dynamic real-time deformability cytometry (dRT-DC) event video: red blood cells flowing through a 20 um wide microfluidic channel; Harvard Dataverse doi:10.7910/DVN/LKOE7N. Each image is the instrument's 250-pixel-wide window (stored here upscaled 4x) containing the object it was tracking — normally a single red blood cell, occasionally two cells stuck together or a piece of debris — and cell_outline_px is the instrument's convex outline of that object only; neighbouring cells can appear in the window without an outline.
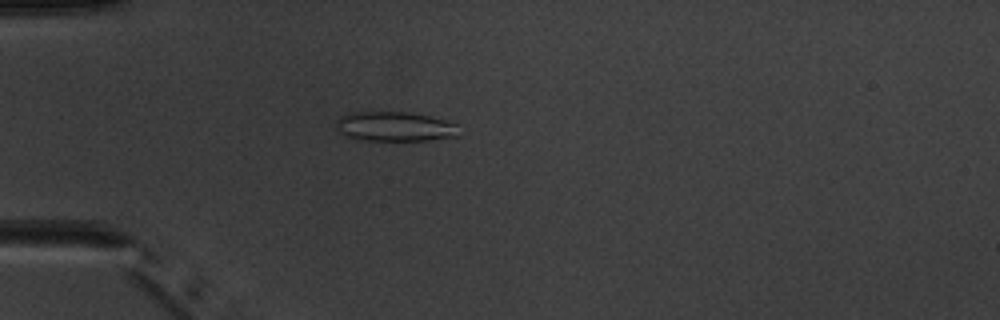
{"species": "common noctule bat (a hibernating species)", "species_latin": "Nyctalus noctula", "temperature_condition": "warm", "stored_images_in_passage": 2, "camera_frame_rate_fps": 3000, "um_per_image_px": 0.085, "animal": {"sex": "male", "body_mass_g": 20.1, "forearm_length_mm": 53.5}, "frame": {"image": 1, "passage_image": 2, "time_ms": 1.0, "image_size_px": [1000, 320], "cell_outline_px": [[460, 136], [428, 140], [364, 140], [348, 136], [340, 132], [336, 128], [336, 120], [340, 116], [352, 112], [408, 112], [428, 116], [444, 120], [456, 124]], "centroid_in_image_um": [33.56, 10.75], "position_along_channel_um": 51.4, "area_um2": 21.04}}